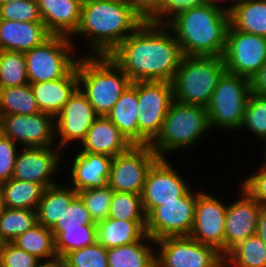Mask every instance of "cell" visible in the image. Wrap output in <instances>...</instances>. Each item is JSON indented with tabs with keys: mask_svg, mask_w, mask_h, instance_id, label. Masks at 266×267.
I'll list each match as a JSON object with an SVG mask.
<instances>
[{
	"mask_svg": "<svg viewBox=\"0 0 266 267\" xmlns=\"http://www.w3.org/2000/svg\"><path fill=\"white\" fill-rule=\"evenodd\" d=\"M108 56L134 83L172 82L184 55L166 24L144 21Z\"/></svg>",
	"mask_w": 266,
	"mask_h": 267,
	"instance_id": "cell-1",
	"label": "cell"
},
{
	"mask_svg": "<svg viewBox=\"0 0 266 267\" xmlns=\"http://www.w3.org/2000/svg\"><path fill=\"white\" fill-rule=\"evenodd\" d=\"M143 22L124 0H87L82 3L80 23L70 40L80 56H108ZM76 38L88 44L87 50L79 51Z\"/></svg>",
	"mask_w": 266,
	"mask_h": 267,
	"instance_id": "cell-2",
	"label": "cell"
},
{
	"mask_svg": "<svg viewBox=\"0 0 266 267\" xmlns=\"http://www.w3.org/2000/svg\"><path fill=\"white\" fill-rule=\"evenodd\" d=\"M165 24L184 56L222 57L230 25L229 11L224 8L210 3L187 7Z\"/></svg>",
	"mask_w": 266,
	"mask_h": 267,
	"instance_id": "cell-3",
	"label": "cell"
},
{
	"mask_svg": "<svg viewBox=\"0 0 266 267\" xmlns=\"http://www.w3.org/2000/svg\"><path fill=\"white\" fill-rule=\"evenodd\" d=\"M78 87L98 116H107L131 81L109 56H80Z\"/></svg>",
	"mask_w": 266,
	"mask_h": 267,
	"instance_id": "cell-4",
	"label": "cell"
},
{
	"mask_svg": "<svg viewBox=\"0 0 266 267\" xmlns=\"http://www.w3.org/2000/svg\"><path fill=\"white\" fill-rule=\"evenodd\" d=\"M210 131L206 107L173 100L160 133L149 145L159 159H169L178 150L194 149Z\"/></svg>",
	"mask_w": 266,
	"mask_h": 267,
	"instance_id": "cell-5",
	"label": "cell"
},
{
	"mask_svg": "<svg viewBox=\"0 0 266 267\" xmlns=\"http://www.w3.org/2000/svg\"><path fill=\"white\" fill-rule=\"evenodd\" d=\"M225 71L222 57L183 56L171 82L174 100L207 107Z\"/></svg>",
	"mask_w": 266,
	"mask_h": 267,
	"instance_id": "cell-6",
	"label": "cell"
},
{
	"mask_svg": "<svg viewBox=\"0 0 266 267\" xmlns=\"http://www.w3.org/2000/svg\"><path fill=\"white\" fill-rule=\"evenodd\" d=\"M250 94V79L225 71L206 107L211 130L238 132Z\"/></svg>",
	"mask_w": 266,
	"mask_h": 267,
	"instance_id": "cell-7",
	"label": "cell"
},
{
	"mask_svg": "<svg viewBox=\"0 0 266 267\" xmlns=\"http://www.w3.org/2000/svg\"><path fill=\"white\" fill-rule=\"evenodd\" d=\"M76 51L70 37L51 35L41 45L24 52L29 84L65 77L80 58Z\"/></svg>",
	"mask_w": 266,
	"mask_h": 267,
	"instance_id": "cell-8",
	"label": "cell"
},
{
	"mask_svg": "<svg viewBox=\"0 0 266 267\" xmlns=\"http://www.w3.org/2000/svg\"><path fill=\"white\" fill-rule=\"evenodd\" d=\"M138 145H149L160 133L174 100L171 82L139 81Z\"/></svg>",
	"mask_w": 266,
	"mask_h": 267,
	"instance_id": "cell-9",
	"label": "cell"
},
{
	"mask_svg": "<svg viewBox=\"0 0 266 267\" xmlns=\"http://www.w3.org/2000/svg\"><path fill=\"white\" fill-rule=\"evenodd\" d=\"M155 260L159 267H223L222 253L190 236H169L155 241Z\"/></svg>",
	"mask_w": 266,
	"mask_h": 267,
	"instance_id": "cell-10",
	"label": "cell"
},
{
	"mask_svg": "<svg viewBox=\"0 0 266 267\" xmlns=\"http://www.w3.org/2000/svg\"><path fill=\"white\" fill-rule=\"evenodd\" d=\"M195 206L196 189L191 187L183 196L163 202L146 216V234L154 241L169 236H189Z\"/></svg>",
	"mask_w": 266,
	"mask_h": 267,
	"instance_id": "cell-11",
	"label": "cell"
},
{
	"mask_svg": "<svg viewBox=\"0 0 266 267\" xmlns=\"http://www.w3.org/2000/svg\"><path fill=\"white\" fill-rule=\"evenodd\" d=\"M158 159L150 145H132L112 158L107 185L116 192L142 195L147 173Z\"/></svg>",
	"mask_w": 266,
	"mask_h": 267,
	"instance_id": "cell-12",
	"label": "cell"
},
{
	"mask_svg": "<svg viewBox=\"0 0 266 267\" xmlns=\"http://www.w3.org/2000/svg\"><path fill=\"white\" fill-rule=\"evenodd\" d=\"M222 58L226 71L251 79L266 62V38L229 25Z\"/></svg>",
	"mask_w": 266,
	"mask_h": 267,
	"instance_id": "cell-13",
	"label": "cell"
},
{
	"mask_svg": "<svg viewBox=\"0 0 266 267\" xmlns=\"http://www.w3.org/2000/svg\"><path fill=\"white\" fill-rule=\"evenodd\" d=\"M221 200L211 192L196 190L194 221L189 236L201 244L216 248L225 257V220L228 203Z\"/></svg>",
	"mask_w": 266,
	"mask_h": 267,
	"instance_id": "cell-14",
	"label": "cell"
},
{
	"mask_svg": "<svg viewBox=\"0 0 266 267\" xmlns=\"http://www.w3.org/2000/svg\"><path fill=\"white\" fill-rule=\"evenodd\" d=\"M64 154L65 151L63 152L57 145L21 147L15 160L12 178L41 184L44 188L61 183L60 178L55 175H58L61 168L66 169L61 164L66 159Z\"/></svg>",
	"mask_w": 266,
	"mask_h": 267,
	"instance_id": "cell-15",
	"label": "cell"
},
{
	"mask_svg": "<svg viewBox=\"0 0 266 267\" xmlns=\"http://www.w3.org/2000/svg\"><path fill=\"white\" fill-rule=\"evenodd\" d=\"M0 133L20 147L56 146L55 118L44 112L0 116Z\"/></svg>",
	"mask_w": 266,
	"mask_h": 267,
	"instance_id": "cell-16",
	"label": "cell"
},
{
	"mask_svg": "<svg viewBox=\"0 0 266 267\" xmlns=\"http://www.w3.org/2000/svg\"><path fill=\"white\" fill-rule=\"evenodd\" d=\"M97 117L86 95L78 87L55 117L57 146L64 152L72 144L80 145Z\"/></svg>",
	"mask_w": 266,
	"mask_h": 267,
	"instance_id": "cell-17",
	"label": "cell"
},
{
	"mask_svg": "<svg viewBox=\"0 0 266 267\" xmlns=\"http://www.w3.org/2000/svg\"><path fill=\"white\" fill-rule=\"evenodd\" d=\"M174 166L169 159H158L149 169L141 195L146 216L155 207L175 201L192 187Z\"/></svg>",
	"mask_w": 266,
	"mask_h": 267,
	"instance_id": "cell-18",
	"label": "cell"
},
{
	"mask_svg": "<svg viewBox=\"0 0 266 267\" xmlns=\"http://www.w3.org/2000/svg\"><path fill=\"white\" fill-rule=\"evenodd\" d=\"M229 202L225 220V256L247 237L256 234L262 206L242 187ZM238 197V199H236Z\"/></svg>",
	"mask_w": 266,
	"mask_h": 267,
	"instance_id": "cell-19",
	"label": "cell"
},
{
	"mask_svg": "<svg viewBox=\"0 0 266 267\" xmlns=\"http://www.w3.org/2000/svg\"><path fill=\"white\" fill-rule=\"evenodd\" d=\"M73 154L68 162V184L77 192L90 188L105 187L110 175L112 157L105 154H97L90 152H78ZM70 174V175H69ZM71 180V181H70Z\"/></svg>",
	"mask_w": 266,
	"mask_h": 267,
	"instance_id": "cell-20",
	"label": "cell"
},
{
	"mask_svg": "<svg viewBox=\"0 0 266 267\" xmlns=\"http://www.w3.org/2000/svg\"><path fill=\"white\" fill-rule=\"evenodd\" d=\"M83 0H37L42 22L51 35L71 37L78 29Z\"/></svg>",
	"mask_w": 266,
	"mask_h": 267,
	"instance_id": "cell-21",
	"label": "cell"
},
{
	"mask_svg": "<svg viewBox=\"0 0 266 267\" xmlns=\"http://www.w3.org/2000/svg\"><path fill=\"white\" fill-rule=\"evenodd\" d=\"M131 146L107 116H98L91 124L85 139L75 148L80 150L78 152L105 154L113 158Z\"/></svg>",
	"mask_w": 266,
	"mask_h": 267,
	"instance_id": "cell-22",
	"label": "cell"
},
{
	"mask_svg": "<svg viewBox=\"0 0 266 267\" xmlns=\"http://www.w3.org/2000/svg\"><path fill=\"white\" fill-rule=\"evenodd\" d=\"M50 36L43 22L0 19V51L26 52L41 45Z\"/></svg>",
	"mask_w": 266,
	"mask_h": 267,
	"instance_id": "cell-23",
	"label": "cell"
},
{
	"mask_svg": "<svg viewBox=\"0 0 266 267\" xmlns=\"http://www.w3.org/2000/svg\"><path fill=\"white\" fill-rule=\"evenodd\" d=\"M30 86L40 111L55 118L78 88L77 68L75 66L61 79L34 83Z\"/></svg>",
	"mask_w": 266,
	"mask_h": 267,
	"instance_id": "cell-24",
	"label": "cell"
},
{
	"mask_svg": "<svg viewBox=\"0 0 266 267\" xmlns=\"http://www.w3.org/2000/svg\"><path fill=\"white\" fill-rule=\"evenodd\" d=\"M146 235V221L106 218L96 223L97 242L106 249L140 241Z\"/></svg>",
	"mask_w": 266,
	"mask_h": 267,
	"instance_id": "cell-25",
	"label": "cell"
},
{
	"mask_svg": "<svg viewBox=\"0 0 266 267\" xmlns=\"http://www.w3.org/2000/svg\"><path fill=\"white\" fill-rule=\"evenodd\" d=\"M138 97L137 82L121 94L107 117L132 145H138Z\"/></svg>",
	"mask_w": 266,
	"mask_h": 267,
	"instance_id": "cell-26",
	"label": "cell"
},
{
	"mask_svg": "<svg viewBox=\"0 0 266 267\" xmlns=\"http://www.w3.org/2000/svg\"><path fill=\"white\" fill-rule=\"evenodd\" d=\"M77 195L78 192L63 181L45 188L36 210L37 223L51 229Z\"/></svg>",
	"mask_w": 266,
	"mask_h": 267,
	"instance_id": "cell-27",
	"label": "cell"
},
{
	"mask_svg": "<svg viewBox=\"0 0 266 267\" xmlns=\"http://www.w3.org/2000/svg\"><path fill=\"white\" fill-rule=\"evenodd\" d=\"M229 14L234 29L266 38V0H238Z\"/></svg>",
	"mask_w": 266,
	"mask_h": 267,
	"instance_id": "cell-28",
	"label": "cell"
},
{
	"mask_svg": "<svg viewBox=\"0 0 266 267\" xmlns=\"http://www.w3.org/2000/svg\"><path fill=\"white\" fill-rule=\"evenodd\" d=\"M108 267H149L155 261V241L147 234L137 242L107 249Z\"/></svg>",
	"mask_w": 266,
	"mask_h": 267,
	"instance_id": "cell-29",
	"label": "cell"
},
{
	"mask_svg": "<svg viewBox=\"0 0 266 267\" xmlns=\"http://www.w3.org/2000/svg\"><path fill=\"white\" fill-rule=\"evenodd\" d=\"M3 204L6 208L37 210L44 187L30 181L11 178L1 183Z\"/></svg>",
	"mask_w": 266,
	"mask_h": 267,
	"instance_id": "cell-30",
	"label": "cell"
},
{
	"mask_svg": "<svg viewBox=\"0 0 266 267\" xmlns=\"http://www.w3.org/2000/svg\"><path fill=\"white\" fill-rule=\"evenodd\" d=\"M12 243L39 260L50 259L57 256L54 234L51 229L39 223L20 234Z\"/></svg>",
	"mask_w": 266,
	"mask_h": 267,
	"instance_id": "cell-31",
	"label": "cell"
},
{
	"mask_svg": "<svg viewBox=\"0 0 266 267\" xmlns=\"http://www.w3.org/2000/svg\"><path fill=\"white\" fill-rule=\"evenodd\" d=\"M226 267H266V244L256 234L236 245L225 257Z\"/></svg>",
	"mask_w": 266,
	"mask_h": 267,
	"instance_id": "cell-32",
	"label": "cell"
},
{
	"mask_svg": "<svg viewBox=\"0 0 266 267\" xmlns=\"http://www.w3.org/2000/svg\"><path fill=\"white\" fill-rule=\"evenodd\" d=\"M41 112L30 84L0 89V116Z\"/></svg>",
	"mask_w": 266,
	"mask_h": 267,
	"instance_id": "cell-33",
	"label": "cell"
},
{
	"mask_svg": "<svg viewBox=\"0 0 266 267\" xmlns=\"http://www.w3.org/2000/svg\"><path fill=\"white\" fill-rule=\"evenodd\" d=\"M37 224V211L4 207L0 214V237L12 242L20 234Z\"/></svg>",
	"mask_w": 266,
	"mask_h": 267,
	"instance_id": "cell-34",
	"label": "cell"
},
{
	"mask_svg": "<svg viewBox=\"0 0 266 267\" xmlns=\"http://www.w3.org/2000/svg\"><path fill=\"white\" fill-rule=\"evenodd\" d=\"M29 84L24 52L0 51V89Z\"/></svg>",
	"mask_w": 266,
	"mask_h": 267,
	"instance_id": "cell-35",
	"label": "cell"
},
{
	"mask_svg": "<svg viewBox=\"0 0 266 267\" xmlns=\"http://www.w3.org/2000/svg\"><path fill=\"white\" fill-rule=\"evenodd\" d=\"M55 237V250L58 256L87 247L97 242L96 225H84V229H51Z\"/></svg>",
	"mask_w": 266,
	"mask_h": 267,
	"instance_id": "cell-36",
	"label": "cell"
},
{
	"mask_svg": "<svg viewBox=\"0 0 266 267\" xmlns=\"http://www.w3.org/2000/svg\"><path fill=\"white\" fill-rule=\"evenodd\" d=\"M108 218L128 221H146L142 196L135 193L114 191Z\"/></svg>",
	"mask_w": 266,
	"mask_h": 267,
	"instance_id": "cell-37",
	"label": "cell"
},
{
	"mask_svg": "<svg viewBox=\"0 0 266 267\" xmlns=\"http://www.w3.org/2000/svg\"><path fill=\"white\" fill-rule=\"evenodd\" d=\"M249 131L257 142L266 137V96L251 93L238 131Z\"/></svg>",
	"mask_w": 266,
	"mask_h": 267,
	"instance_id": "cell-38",
	"label": "cell"
},
{
	"mask_svg": "<svg viewBox=\"0 0 266 267\" xmlns=\"http://www.w3.org/2000/svg\"><path fill=\"white\" fill-rule=\"evenodd\" d=\"M113 192L108 185L78 192L95 224L108 217Z\"/></svg>",
	"mask_w": 266,
	"mask_h": 267,
	"instance_id": "cell-39",
	"label": "cell"
},
{
	"mask_svg": "<svg viewBox=\"0 0 266 267\" xmlns=\"http://www.w3.org/2000/svg\"><path fill=\"white\" fill-rule=\"evenodd\" d=\"M64 258L67 267H108L107 249L98 242L73 250Z\"/></svg>",
	"mask_w": 266,
	"mask_h": 267,
	"instance_id": "cell-40",
	"label": "cell"
},
{
	"mask_svg": "<svg viewBox=\"0 0 266 267\" xmlns=\"http://www.w3.org/2000/svg\"><path fill=\"white\" fill-rule=\"evenodd\" d=\"M0 19L20 22H42L37 0H18L0 5Z\"/></svg>",
	"mask_w": 266,
	"mask_h": 267,
	"instance_id": "cell-41",
	"label": "cell"
},
{
	"mask_svg": "<svg viewBox=\"0 0 266 267\" xmlns=\"http://www.w3.org/2000/svg\"><path fill=\"white\" fill-rule=\"evenodd\" d=\"M84 225H96L79 195L65 209L51 229H84Z\"/></svg>",
	"mask_w": 266,
	"mask_h": 267,
	"instance_id": "cell-42",
	"label": "cell"
},
{
	"mask_svg": "<svg viewBox=\"0 0 266 267\" xmlns=\"http://www.w3.org/2000/svg\"><path fill=\"white\" fill-rule=\"evenodd\" d=\"M38 262V258L12 242H5L0 250V267H36Z\"/></svg>",
	"mask_w": 266,
	"mask_h": 267,
	"instance_id": "cell-43",
	"label": "cell"
},
{
	"mask_svg": "<svg viewBox=\"0 0 266 267\" xmlns=\"http://www.w3.org/2000/svg\"><path fill=\"white\" fill-rule=\"evenodd\" d=\"M20 148L10 138L0 133V183L12 178L15 160Z\"/></svg>",
	"mask_w": 266,
	"mask_h": 267,
	"instance_id": "cell-44",
	"label": "cell"
},
{
	"mask_svg": "<svg viewBox=\"0 0 266 267\" xmlns=\"http://www.w3.org/2000/svg\"><path fill=\"white\" fill-rule=\"evenodd\" d=\"M239 183L262 207H266V166L246 175Z\"/></svg>",
	"mask_w": 266,
	"mask_h": 267,
	"instance_id": "cell-45",
	"label": "cell"
},
{
	"mask_svg": "<svg viewBox=\"0 0 266 267\" xmlns=\"http://www.w3.org/2000/svg\"><path fill=\"white\" fill-rule=\"evenodd\" d=\"M205 0H164L159 13L151 20L155 23L165 24L171 17L187 7L199 6Z\"/></svg>",
	"mask_w": 266,
	"mask_h": 267,
	"instance_id": "cell-46",
	"label": "cell"
},
{
	"mask_svg": "<svg viewBox=\"0 0 266 267\" xmlns=\"http://www.w3.org/2000/svg\"><path fill=\"white\" fill-rule=\"evenodd\" d=\"M144 20L151 21L161 10L164 0H124Z\"/></svg>",
	"mask_w": 266,
	"mask_h": 267,
	"instance_id": "cell-47",
	"label": "cell"
},
{
	"mask_svg": "<svg viewBox=\"0 0 266 267\" xmlns=\"http://www.w3.org/2000/svg\"><path fill=\"white\" fill-rule=\"evenodd\" d=\"M251 93L266 96V62L250 79Z\"/></svg>",
	"mask_w": 266,
	"mask_h": 267,
	"instance_id": "cell-48",
	"label": "cell"
},
{
	"mask_svg": "<svg viewBox=\"0 0 266 267\" xmlns=\"http://www.w3.org/2000/svg\"><path fill=\"white\" fill-rule=\"evenodd\" d=\"M256 235L266 244V207H262L259 214Z\"/></svg>",
	"mask_w": 266,
	"mask_h": 267,
	"instance_id": "cell-49",
	"label": "cell"
},
{
	"mask_svg": "<svg viewBox=\"0 0 266 267\" xmlns=\"http://www.w3.org/2000/svg\"><path fill=\"white\" fill-rule=\"evenodd\" d=\"M36 267H67V264L64 257L57 255L50 259L39 260Z\"/></svg>",
	"mask_w": 266,
	"mask_h": 267,
	"instance_id": "cell-50",
	"label": "cell"
},
{
	"mask_svg": "<svg viewBox=\"0 0 266 267\" xmlns=\"http://www.w3.org/2000/svg\"><path fill=\"white\" fill-rule=\"evenodd\" d=\"M206 3H210V4H213V5H217V6H220L222 8H224L225 10L229 11L236 3L238 0H205ZM227 1H230V3L227 4H222L223 2H227ZM221 2V3H220Z\"/></svg>",
	"mask_w": 266,
	"mask_h": 267,
	"instance_id": "cell-51",
	"label": "cell"
},
{
	"mask_svg": "<svg viewBox=\"0 0 266 267\" xmlns=\"http://www.w3.org/2000/svg\"><path fill=\"white\" fill-rule=\"evenodd\" d=\"M262 142V144H263V146L261 145V147H262V149H263V151L264 152H262L263 154H264V156H263V161H262V163L260 164V165H262V166H266V137L263 139V140H261L260 142H258V144L259 143H261Z\"/></svg>",
	"mask_w": 266,
	"mask_h": 267,
	"instance_id": "cell-52",
	"label": "cell"
},
{
	"mask_svg": "<svg viewBox=\"0 0 266 267\" xmlns=\"http://www.w3.org/2000/svg\"><path fill=\"white\" fill-rule=\"evenodd\" d=\"M3 209H4L3 192H2L1 183H0V214L2 213Z\"/></svg>",
	"mask_w": 266,
	"mask_h": 267,
	"instance_id": "cell-53",
	"label": "cell"
},
{
	"mask_svg": "<svg viewBox=\"0 0 266 267\" xmlns=\"http://www.w3.org/2000/svg\"><path fill=\"white\" fill-rule=\"evenodd\" d=\"M13 1H18V0H0V5L7 4V3H10V2H13Z\"/></svg>",
	"mask_w": 266,
	"mask_h": 267,
	"instance_id": "cell-54",
	"label": "cell"
},
{
	"mask_svg": "<svg viewBox=\"0 0 266 267\" xmlns=\"http://www.w3.org/2000/svg\"><path fill=\"white\" fill-rule=\"evenodd\" d=\"M149 267H159L158 262L155 260Z\"/></svg>",
	"mask_w": 266,
	"mask_h": 267,
	"instance_id": "cell-55",
	"label": "cell"
},
{
	"mask_svg": "<svg viewBox=\"0 0 266 267\" xmlns=\"http://www.w3.org/2000/svg\"><path fill=\"white\" fill-rule=\"evenodd\" d=\"M4 241L1 239V237H0V250H1V248L3 247V245H4Z\"/></svg>",
	"mask_w": 266,
	"mask_h": 267,
	"instance_id": "cell-56",
	"label": "cell"
}]
</instances>
